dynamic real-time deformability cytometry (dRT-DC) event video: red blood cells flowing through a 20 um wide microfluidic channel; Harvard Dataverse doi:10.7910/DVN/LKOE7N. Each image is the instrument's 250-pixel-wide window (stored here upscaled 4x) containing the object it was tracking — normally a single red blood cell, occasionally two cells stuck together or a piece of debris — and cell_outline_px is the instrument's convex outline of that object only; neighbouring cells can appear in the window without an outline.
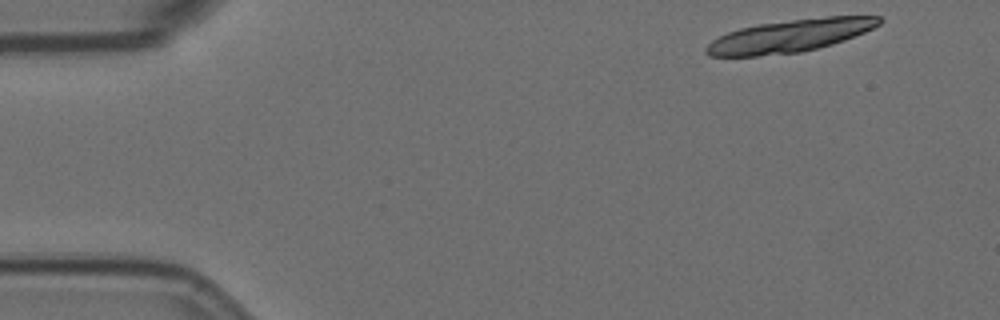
{"species": "Egyptian fruit bat (a non-hibernating species)", "species_latin": "Rousettus aegyptiacus", "temperature_condition": "room temperature", "stored_images_in_passage": 7, "segment_of_instrument_passage": [1, 2], "camera_frame_rate_fps": 3000, "um_per_image_px": 0.085, "animal": {"sex": "female"}, "frame": {"image": 1, "passage_image": 1, "time_ms": 0.0, "image_size_px": [1000, 320], "cell_outline_px": [[884, 20], [880, 24], [864, 32], [844, 40], [832, 44], [800, 52], [756, 56], [708, 56], [704, 52], [704, 48], [712, 40], [728, 32], [740, 28], [760, 24], [792, 20], [828, 16], [880, 16]], "centroid_in_image_um": [67.13, 3.05], "position_along_channel_um": 17.9, "area_um2": 32.6}}